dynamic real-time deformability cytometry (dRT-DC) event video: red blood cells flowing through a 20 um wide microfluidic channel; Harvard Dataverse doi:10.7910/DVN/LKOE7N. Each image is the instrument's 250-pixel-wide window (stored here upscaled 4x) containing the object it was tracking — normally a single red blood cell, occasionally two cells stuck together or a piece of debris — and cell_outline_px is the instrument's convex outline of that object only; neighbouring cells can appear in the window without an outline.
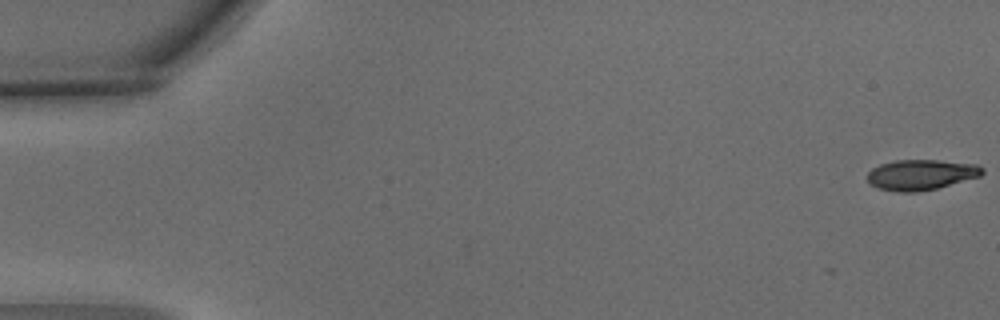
{"species": "common noctule bat (a hibernating species)", "species_latin": "Nyctalus noctula", "temperature_condition": "warm", "stored_images_in_passage": 6, "camera_frame_rate_fps": 3000, "um_per_image_px": 0.085, "animal": {"sex": "male", "body_mass_g": 15.6}, "frame": {"image": 1, "passage_image": 1, "time_ms": 0.0, "image_size_px": [1000, 320], "cell_outline_px": [[984, 172], [980, 176], [936, 188], [916, 192], [900, 192], [880, 188], [872, 184], [868, 180], [868, 172], [872, 168], [880, 164], [896, 160], [940, 160], [976, 164], [984, 168]], "centroid_in_image_um": [78.3, 14.83], "position_along_channel_um": 6.7, "area_um2": 20.17}}
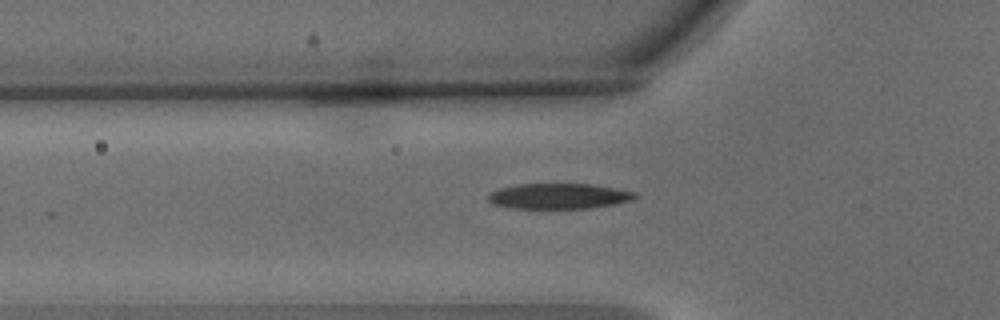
{"frame": {"image": 2, "passage_image": 5, "time_ms": 1.333, "image_size_px": [1000, 320], "cell_outline_px": [[636, 196], [632, 200], [616, 204], [588, 208], [512, 208], [492, 204], [488, 200], [488, 196], [492, 192], [500, 188], [516, 184], [592, 184], [616, 188], [636, 192]], "centroid_in_image_um": [47.51, 16.67], "position_along_channel_um": 78.3, "area_um2": 21.73}}
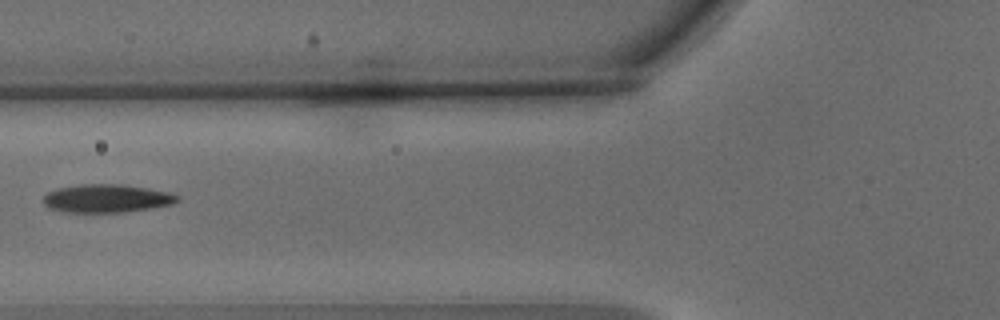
{"frame": {"image": 3, "passage_image": 6, "time_ms": 1.667, "image_size_px": [1000, 320], "cell_outline_px": [[180, 200], [172, 204], [152, 208], [124, 212], [64, 212], [48, 208], [40, 200], [48, 192], [56, 188], [80, 184], [120, 184], [148, 188], [168, 192], [180, 196]], "centroid_in_image_um": [9.04, 16.86], "position_along_channel_um": 116.8, "area_um2": 22.25}}